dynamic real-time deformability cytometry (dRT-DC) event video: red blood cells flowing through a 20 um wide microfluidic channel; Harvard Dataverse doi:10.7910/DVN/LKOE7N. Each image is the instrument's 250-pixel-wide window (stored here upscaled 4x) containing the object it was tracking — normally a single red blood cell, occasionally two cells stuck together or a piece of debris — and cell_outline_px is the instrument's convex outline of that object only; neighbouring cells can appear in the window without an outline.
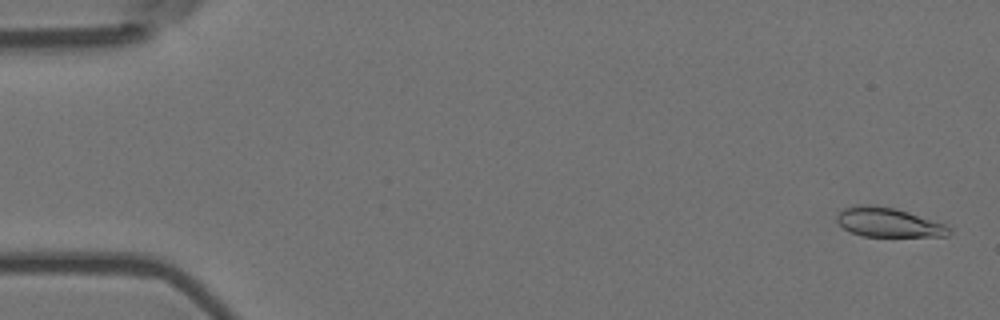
{"species": "Egyptian fruit bat (a non-hibernating species)", "species_latin": "Rousettus aegyptiacus", "temperature_condition": "room temperature", "stored_images_in_passage": 5, "camera_frame_rate_fps": 3000, "um_per_image_px": 0.085, "animal": {"sex": "female"}, "frame": {"image": 1, "passage_image": 1, "time_ms": 0.0, "image_size_px": [1000, 320], "cell_outline_px": [[952, 232], [948, 236], [864, 236], [852, 232], [844, 228], [836, 220], [836, 216], [844, 208], [856, 204], [872, 204], [896, 208], [944, 224], [952, 228]], "centroid_in_image_um": [75.52, 18.89], "position_along_channel_um": 9.5, "area_um2": 19.13}}
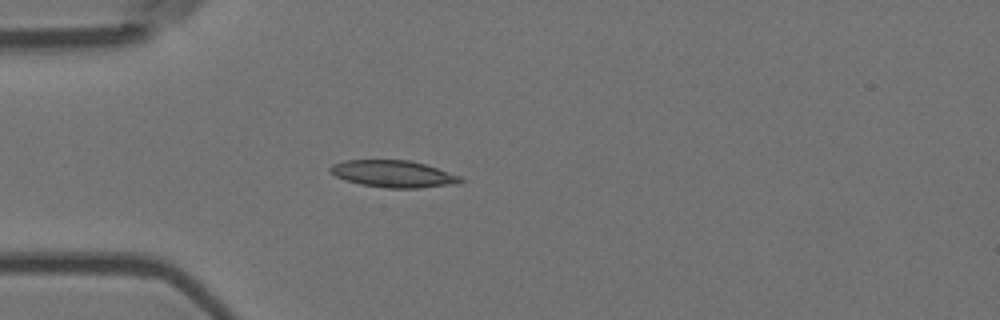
{"frame": {"image": 2, "passage_image": 5, "time_ms": 1.333, "image_size_px": [1000, 320], "cell_outline_px": [[464, 180], [460, 184], [420, 188], [384, 188], [360, 184], [336, 176], [328, 172], [328, 168], [332, 164], [344, 160], [408, 160], [424, 164], [460, 176]], "centroid_in_image_um": [33.43, 14.79], "position_along_channel_um": 51.6, "area_um2": 20.52}}